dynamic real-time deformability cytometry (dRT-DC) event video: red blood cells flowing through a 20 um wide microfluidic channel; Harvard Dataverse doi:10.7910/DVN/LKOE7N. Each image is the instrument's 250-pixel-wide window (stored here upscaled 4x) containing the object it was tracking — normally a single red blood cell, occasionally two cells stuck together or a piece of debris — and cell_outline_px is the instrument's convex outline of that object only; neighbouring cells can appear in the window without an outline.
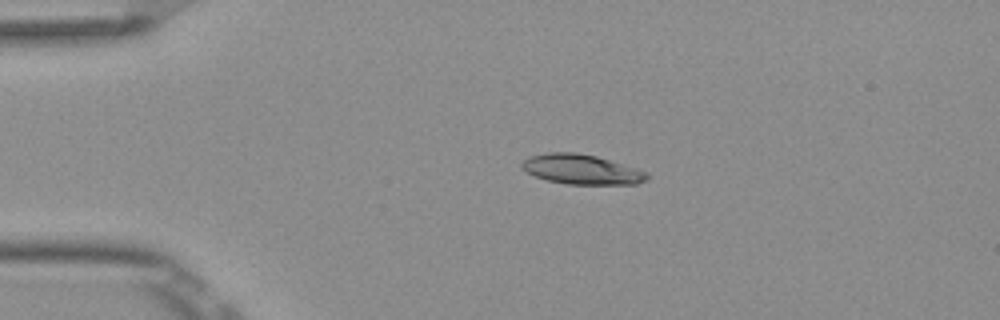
{"species": "Egyptian fruit bat (a non-hibernating species)", "species_latin": "Rousettus aegyptiacus", "temperature_condition": "room temperature", "stored_images_in_passage": 3, "camera_frame_rate_fps": 3000, "um_per_image_px": 0.085, "frame": {"image": 1, "passage_image": 2, "time_ms": 0.333, "image_size_px": [1000, 320], "cell_outline_px": [[648, 180], [636, 184], [568, 184], [548, 180], [524, 172], [520, 168], [520, 164], [528, 156], [548, 152], [576, 152], [596, 156], [636, 168], [648, 172]], "centroid_in_image_um": [49.4, 14.39], "position_along_channel_um": 35.6, "area_um2": 21.85}}